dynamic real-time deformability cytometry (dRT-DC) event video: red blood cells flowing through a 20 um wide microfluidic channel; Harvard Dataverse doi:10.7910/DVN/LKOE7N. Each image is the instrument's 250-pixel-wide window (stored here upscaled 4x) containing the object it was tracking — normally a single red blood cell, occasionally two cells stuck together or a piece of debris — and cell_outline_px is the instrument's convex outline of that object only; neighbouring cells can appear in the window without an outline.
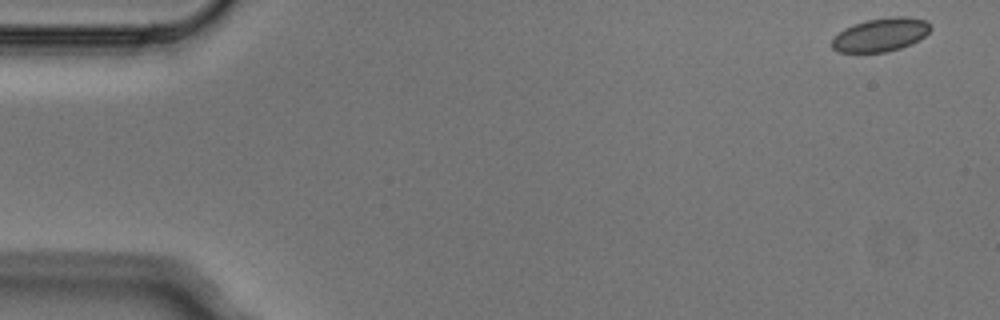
{"species": "Egyptian fruit bat (a non-hibernating species)", "species_latin": "Rousettus aegyptiacus", "temperature_condition": "cold", "stored_images_in_passage": 4, "camera_frame_rate_fps": 3000, "um_per_image_px": 0.085, "animal": {"sex": "male"}, "frame": {"image": 1, "passage_image": 1, "time_ms": 0.0, "image_size_px": [1000, 320], "cell_outline_px": [[932, 28], [920, 40], [912, 44], [900, 48], [884, 52], [836, 52], [832, 48], [832, 36], [844, 28], [852, 24], [868, 20], [892, 16], [908, 16], [924, 20]], "centroid_in_image_um": [74.83, 2.95], "position_along_channel_um": 10.2, "area_um2": 19.36}}